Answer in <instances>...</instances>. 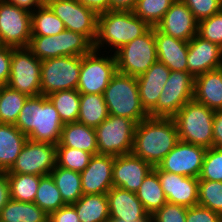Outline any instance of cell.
Returning a JSON list of instances; mask_svg holds the SVG:
<instances>
[{"mask_svg":"<svg viewBox=\"0 0 222 222\" xmlns=\"http://www.w3.org/2000/svg\"><path fill=\"white\" fill-rule=\"evenodd\" d=\"M187 208L167 202L151 215L152 222H186Z\"/></svg>","mask_w":222,"mask_h":222,"instance_id":"f6af8a7d","label":"cell"},{"mask_svg":"<svg viewBox=\"0 0 222 222\" xmlns=\"http://www.w3.org/2000/svg\"><path fill=\"white\" fill-rule=\"evenodd\" d=\"M198 205L209 208L222 216V182L199 180Z\"/></svg>","mask_w":222,"mask_h":222,"instance_id":"ab89813d","label":"cell"},{"mask_svg":"<svg viewBox=\"0 0 222 222\" xmlns=\"http://www.w3.org/2000/svg\"><path fill=\"white\" fill-rule=\"evenodd\" d=\"M193 99L211 110H222V67L194 78Z\"/></svg>","mask_w":222,"mask_h":222,"instance_id":"cb8c5ba5","label":"cell"},{"mask_svg":"<svg viewBox=\"0 0 222 222\" xmlns=\"http://www.w3.org/2000/svg\"><path fill=\"white\" fill-rule=\"evenodd\" d=\"M31 27L32 36H53L66 29L46 3L31 12Z\"/></svg>","mask_w":222,"mask_h":222,"instance_id":"1f68e13d","label":"cell"},{"mask_svg":"<svg viewBox=\"0 0 222 222\" xmlns=\"http://www.w3.org/2000/svg\"><path fill=\"white\" fill-rule=\"evenodd\" d=\"M80 96L77 90L56 91L47 96L57 110L63 124L77 122L80 110Z\"/></svg>","mask_w":222,"mask_h":222,"instance_id":"d6a6232c","label":"cell"},{"mask_svg":"<svg viewBox=\"0 0 222 222\" xmlns=\"http://www.w3.org/2000/svg\"><path fill=\"white\" fill-rule=\"evenodd\" d=\"M56 166V145L27 140L6 173L44 176Z\"/></svg>","mask_w":222,"mask_h":222,"instance_id":"5bb4252c","label":"cell"},{"mask_svg":"<svg viewBox=\"0 0 222 222\" xmlns=\"http://www.w3.org/2000/svg\"><path fill=\"white\" fill-rule=\"evenodd\" d=\"M154 169L168 203L185 207L198 205V178L166 172L157 166Z\"/></svg>","mask_w":222,"mask_h":222,"instance_id":"e0dca14e","label":"cell"},{"mask_svg":"<svg viewBox=\"0 0 222 222\" xmlns=\"http://www.w3.org/2000/svg\"><path fill=\"white\" fill-rule=\"evenodd\" d=\"M194 94V77L183 71H171L158 98L157 105L148 113L153 118H173Z\"/></svg>","mask_w":222,"mask_h":222,"instance_id":"8fae6325","label":"cell"},{"mask_svg":"<svg viewBox=\"0 0 222 222\" xmlns=\"http://www.w3.org/2000/svg\"><path fill=\"white\" fill-rule=\"evenodd\" d=\"M135 193L150 216L167 203L158 174L154 168L145 176Z\"/></svg>","mask_w":222,"mask_h":222,"instance_id":"f1b7e54d","label":"cell"},{"mask_svg":"<svg viewBox=\"0 0 222 222\" xmlns=\"http://www.w3.org/2000/svg\"><path fill=\"white\" fill-rule=\"evenodd\" d=\"M62 20L67 30L84 35L92 44L97 37L98 13L76 0H47L45 2Z\"/></svg>","mask_w":222,"mask_h":222,"instance_id":"7c38bea8","label":"cell"},{"mask_svg":"<svg viewBox=\"0 0 222 222\" xmlns=\"http://www.w3.org/2000/svg\"><path fill=\"white\" fill-rule=\"evenodd\" d=\"M157 59L171 71L188 72V42L161 33L154 27Z\"/></svg>","mask_w":222,"mask_h":222,"instance_id":"603a6c76","label":"cell"},{"mask_svg":"<svg viewBox=\"0 0 222 222\" xmlns=\"http://www.w3.org/2000/svg\"><path fill=\"white\" fill-rule=\"evenodd\" d=\"M170 72L171 70L157 60L145 73L136 77L141 105L147 113L157 105Z\"/></svg>","mask_w":222,"mask_h":222,"instance_id":"7402d4cb","label":"cell"},{"mask_svg":"<svg viewBox=\"0 0 222 222\" xmlns=\"http://www.w3.org/2000/svg\"><path fill=\"white\" fill-rule=\"evenodd\" d=\"M11 199L19 202H34L40 176L7 173Z\"/></svg>","mask_w":222,"mask_h":222,"instance_id":"8d00e7d4","label":"cell"},{"mask_svg":"<svg viewBox=\"0 0 222 222\" xmlns=\"http://www.w3.org/2000/svg\"><path fill=\"white\" fill-rule=\"evenodd\" d=\"M82 56H62L41 61L40 95L77 90Z\"/></svg>","mask_w":222,"mask_h":222,"instance_id":"ba28073f","label":"cell"},{"mask_svg":"<svg viewBox=\"0 0 222 222\" xmlns=\"http://www.w3.org/2000/svg\"><path fill=\"white\" fill-rule=\"evenodd\" d=\"M12 47L0 45V86L7 85L10 78Z\"/></svg>","mask_w":222,"mask_h":222,"instance_id":"7dc6e473","label":"cell"},{"mask_svg":"<svg viewBox=\"0 0 222 222\" xmlns=\"http://www.w3.org/2000/svg\"><path fill=\"white\" fill-rule=\"evenodd\" d=\"M106 195L111 218L129 222H142L150 217L135 192L112 187Z\"/></svg>","mask_w":222,"mask_h":222,"instance_id":"44dd1931","label":"cell"},{"mask_svg":"<svg viewBox=\"0 0 222 222\" xmlns=\"http://www.w3.org/2000/svg\"><path fill=\"white\" fill-rule=\"evenodd\" d=\"M137 123L130 118L109 114L95 128L98 154L120 156L130 154Z\"/></svg>","mask_w":222,"mask_h":222,"instance_id":"9c48e42d","label":"cell"},{"mask_svg":"<svg viewBox=\"0 0 222 222\" xmlns=\"http://www.w3.org/2000/svg\"><path fill=\"white\" fill-rule=\"evenodd\" d=\"M27 98L7 85L0 86V123L15 125Z\"/></svg>","mask_w":222,"mask_h":222,"instance_id":"836d02e7","label":"cell"},{"mask_svg":"<svg viewBox=\"0 0 222 222\" xmlns=\"http://www.w3.org/2000/svg\"><path fill=\"white\" fill-rule=\"evenodd\" d=\"M103 97L111 115L134 120L137 124L149 114L141 105L137 78L119 73L112 76Z\"/></svg>","mask_w":222,"mask_h":222,"instance_id":"277c9868","label":"cell"},{"mask_svg":"<svg viewBox=\"0 0 222 222\" xmlns=\"http://www.w3.org/2000/svg\"><path fill=\"white\" fill-rule=\"evenodd\" d=\"M49 215L34 202L10 199L0 212V222H48Z\"/></svg>","mask_w":222,"mask_h":222,"instance_id":"83f0119b","label":"cell"},{"mask_svg":"<svg viewBox=\"0 0 222 222\" xmlns=\"http://www.w3.org/2000/svg\"><path fill=\"white\" fill-rule=\"evenodd\" d=\"M207 148L179 140L158 164L160 170L198 178Z\"/></svg>","mask_w":222,"mask_h":222,"instance_id":"9a60e30c","label":"cell"},{"mask_svg":"<svg viewBox=\"0 0 222 222\" xmlns=\"http://www.w3.org/2000/svg\"><path fill=\"white\" fill-rule=\"evenodd\" d=\"M7 1L29 12H33L35 9L45 4L44 0H7Z\"/></svg>","mask_w":222,"mask_h":222,"instance_id":"f5cc1de1","label":"cell"},{"mask_svg":"<svg viewBox=\"0 0 222 222\" xmlns=\"http://www.w3.org/2000/svg\"><path fill=\"white\" fill-rule=\"evenodd\" d=\"M31 36V12L0 0V45L28 47Z\"/></svg>","mask_w":222,"mask_h":222,"instance_id":"4fadbf2b","label":"cell"},{"mask_svg":"<svg viewBox=\"0 0 222 222\" xmlns=\"http://www.w3.org/2000/svg\"><path fill=\"white\" fill-rule=\"evenodd\" d=\"M214 113L194 99L188 101L173 117L179 140L205 148L213 147Z\"/></svg>","mask_w":222,"mask_h":222,"instance_id":"5b68a950","label":"cell"},{"mask_svg":"<svg viewBox=\"0 0 222 222\" xmlns=\"http://www.w3.org/2000/svg\"><path fill=\"white\" fill-rule=\"evenodd\" d=\"M175 1L137 0L132 12L150 27H155Z\"/></svg>","mask_w":222,"mask_h":222,"instance_id":"74e56055","label":"cell"},{"mask_svg":"<svg viewBox=\"0 0 222 222\" xmlns=\"http://www.w3.org/2000/svg\"><path fill=\"white\" fill-rule=\"evenodd\" d=\"M56 146L71 147L93 155L98 154L95 128L79 122L65 123Z\"/></svg>","mask_w":222,"mask_h":222,"instance_id":"d4e9b609","label":"cell"},{"mask_svg":"<svg viewBox=\"0 0 222 222\" xmlns=\"http://www.w3.org/2000/svg\"><path fill=\"white\" fill-rule=\"evenodd\" d=\"M34 203L48 215L66 205L51 174L40 176Z\"/></svg>","mask_w":222,"mask_h":222,"instance_id":"e575fe53","label":"cell"},{"mask_svg":"<svg viewBox=\"0 0 222 222\" xmlns=\"http://www.w3.org/2000/svg\"><path fill=\"white\" fill-rule=\"evenodd\" d=\"M198 179L222 182V148H207Z\"/></svg>","mask_w":222,"mask_h":222,"instance_id":"60d3db41","label":"cell"},{"mask_svg":"<svg viewBox=\"0 0 222 222\" xmlns=\"http://www.w3.org/2000/svg\"><path fill=\"white\" fill-rule=\"evenodd\" d=\"M102 55V56H101ZM117 72L113 53L92 49L82 56L77 91L80 94H103L112 76Z\"/></svg>","mask_w":222,"mask_h":222,"instance_id":"52a82bcc","label":"cell"},{"mask_svg":"<svg viewBox=\"0 0 222 222\" xmlns=\"http://www.w3.org/2000/svg\"><path fill=\"white\" fill-rule=\"evenodd\" d=\"M11 199L10 186L6 172H0V212Z\"/></svg>","mask_w":222,"mask_h":222,"instance_id":"f907efd6","label":"cell"},{"mask_svg":"<svg viewBox=\"0 0 222 222\" xmlns=\"http://www.w3.org/2000/svg\"><path fill=\"white\" fill-rule=\"evenodd\" d=\"M178 141L173 118L148 117L136 125L131 153L155 167Z\"/></svg>","mask_w":222,"mask_h":222,"instance_id":"6da1fadb","label":"cell"},{"mask_svg":"<svg viewBox=\"0 0 222 222\" xmlns=\"http://www.w3.org/2000/svg\"><path fill=\"white\" fill-rule=\"evenodd\" d=\"M98 14L110 10V0H76Z\"/></svg>","mask_w":222,"mask_h":222,"instance_id":"816d5d0a","label":"cell"},{"mask_svg":"<svg viewBox=\"0 0 222 222\" xmlns=\"http://www.w3.org/2000/svg\"><path fill=\"white\" fill-rule=\"evenodd\" d=\"M41 60L28 47H12L10 78L7 86L28 97L40 95Z\"/></svg>","mask_w":222,"mask_h":222,"instance_id":"30bf717a","label":"cell"},{"mask_svg":"<svg viewBox=\"0 0 222 222\" xmlns=\"http://www.w3.org/2000/svg\"><path fill=\"white\" fill-rule=\"evenodd\" d=\"M114 55L119 73L134 77L145 73L158 60L154 27L122 46Z\"/></svg>","mask_w":222,"mask_h":222,"instance_id":"8992f818","label":"cell"},{"mask_svg":"<svg viewBox=\"0 0 222 222\" xmlns=\"http://www.w3.org/2000/svg\"><path fill=\"white\" fill-rule=\"evenodd\" d=\"M137 0H110V10L132 11Z\"/></svg>","mask_w":222,"mask_h":222,"instance_id":"db71d44e","label":"cell"},{"mask_svg":"<svg viewBox=\"0 0 222 222\" xmlns=\"http://www.w3.org/2000/svg\"><path fill=\"white\" fill-rule=\"evenodd\" d=\"M28 48L38 59L45 60L57 57L56 35L31 36Z\"/></svg>","mask_w":222,"mask_h":222,"instance_id":"7bdbcfd3","label":"cell"},{"mask_svg":"<svg viewBox=\"0 0 222 222\" xmlns=\"http://www.w3.org/2000/svg\"><path fill=\"white\" fill-rule=\"evenodd\" d=\"M186 222H222V216L201 205L187 208Z\"/></svg>","mask_w":222,"mask_h":222,"instance_id":"bcb514c9","label":"cell"},{"mask_svg":"<svg viewBox=\"0 0 222 222\" xmlns=\"http://www.w3.org/2000/svg\"><path fill=\"white\" fill-rule=\"evenodd\" d=\"M197 34L222 48V10L198 22Z\"/></svg>","mask_w":222,"mask_h":222,"instance_id":"b9f144b4","label":"cell"},{"mask_svg":"<svg viewBox=\"0 0 222 222\" xmlns=\"http://www.w3.org/2000/svg\"><path fill=\"white\" fill-rule=\"evenodd\" d=\"M72 206L80 222H106L110 218L106 194L82 195Z\"/></svg>","mask_w":222,"mask_h":222,"instance_id":"4316f807","label":"cell"},{"mask_svg":"<svg viewBox=\"0 0 222 222\" xmlns=\"http://www.w3.org/2000/svg\"><path fill=\"white\" fill-rule=\"evenodd\" d=\"M115 156L95 154L80 173L82 193L107 194L113 187L112 170Z\"/></svg>","mask_w":222,"mask_h":222,"instance_id":"ffe728a7","label":"cell"},{"mask_svg":"<svg viewBox=\"0 0 222 222\" xmlns=\"http://www.w3.org/2000/svg\"><path fill=\"white\" fill-rule=\"evenodd\" d=\"M188 73L194 78L222 67V48L196 34L188 42Z\"/></svg>","mask_w":222,"mask_h":222,"instance_id":"ac0fdd59","label":"cell"},{"mask_svg":"<svg viewBox=\"0 0 222 222\" xmlns=\"http://www.w3.org/2000/svg\"><path fill=\"white\" fill-rule=\"evenodd\" d=\"M57 57L83 56L93 49V44L82 34L65 29L56 35Z\"/></svg>","mask_w":222,"mask_h":222,"instance_id":"d590c367","label":"cell"},{"mask_svg":"<svg viewBox=\"0 0 222 222\" xmlns=\"http://www.w3.org/2000/svg\"><path fill=\"white\" fill-rule=\"evenodd\" d=\"M48 222H80L75 208L65 205L49 214Z\"/></svg>","mask_w":222,"mask_h":222,"instance_id":"c3c4849f","label":"cell"},{"mask_svg":"<svg viewBox=\"0 0 222 222\" xmlns=\"http://www.w3.org/2000/svg\"><path fill=\"white\" fill-rule=\"evenodd\" d=\"M106 222H129V221H123L120 219H115V218L110 217ZM142 222H152L151 216L146 221H142Z\"/></svg>","mask_w":222,"mask_h":222,"instance_id":"11a10c76","label":"cell"},{"mask_svg":"<svg viewBox=\"0 0 222 222\" xmlns=\"http://www.w3.org/2000/svg\"><path fill=\"white\" fill-rule=\"evenodd\" d=\"M149 28L150 26L132 11L108 10L99 13L93 49L102 52L104 49V52L114 54L125 44L142 36Z\"/></svg>","mask_w":222,"mask_h":222,"instance_id":"3957f363","label":"cell"},{"mask_svg":"<svg viewBox=\"0 0 222 222\" xmlns=\"http://www.w3.org/2000/svg\"><path fill=\"white\" fill-rule=\"evenodd\" d=\"M153 168L151 164L132 153L115 156L112 170L113 187L136 192Z\"/></svg>","mask_w":222,"mask_h":222,"instance_id":"d6986e66","label":"cell"},{"mask_svg":"<svg viewBox=\"0 0 222 222\" xmlns=\"http://www.w3.org/2000/svg\"><path fill=\"white\" fill-rule=\"evenodd\" d=\"M109 116L103 94H81L77 122L96 128Z\"/></svg>","mask_w":222,"mask_h":222,"instance_id":"f546056e","label":"cell"},{"mask_svg":"<svg viewBox=\"0 0 222 222\" xmlns=\"http://www.w3.org/2000/svg\"><path fill=\"white\" fill-rule=\"evenodd\" d=\"M213 147L222 148V110L214 113Z\"/></svg>","mask_w":222,"mask_h":222,"instance_id":"681fc988","label":"cell"},{"mask_svg":"<svg viewBox=\"0 0 222 222\" xmlns=\"http://www.w3.org/2000/svg\"><path fill=\"white\" fill-rule=\"evenodd\" d=\"M196 20L207 19L222 10V0H182Z\"/></svg>","mask_w":222,"mask_h":222,"instance_id":"ee69618b","label":"cell"},{"mask_svg":"<svg viewBox=\"0 0 222 222\" xmlns=\"http://www.w3.org/2000/svg\"><path fill=\"white\" fill-rule=\"evenodd\" d=\"M27 140L14 124L0 123V172L12 167Z\"/></svg>","mask_w":222,"mask_h":222,"instance_id":"484cf974","label":"cell"},{"mask_svg":"<svg viewBox=\"0 0 222 222\" xmlns=\"http://www.w3.org/2000/svg\"><path fill=\"white\" fill-rule=\"evenodd\" d=\"M161 33L189 42L198 31V21L182 0H176L155 26Z\"/></svg>","mask_w":222,"mask_h":222,"instance_id":"2e32d148","label":"cell"},{"mask_svg":"<svg viewBox=\"0 0 222 222\" xmlns=\"http://www.w3.org/2000/svg\"><path fill=\"white\" fill-rule=\"evenodd\" d=\"M63 123L47 96L28 97L15 126L29 140L57 145Z\"/></svg>","mask_w":222,"mask_h":222,"instance_id":"7a4b0ae2","label":"cell"},{"mask_svg":"<svg viewBox=\"0 0 222 222\" xmlns=\"http://www.w3.org/2000/svg\"><path fill=\"white\" fill-rule=\"evenodd\" d=\"M93 154L79 149L56 146V166L81 173L90 163Z\"/></svg>","mask_w":222,"mask_h":222,"instance_id":"f35d334b","label":"cell"},{"mask_svg":"<svg viewBox=\"0 0 222 222\" xmlns=\"http://www.w3.org/2000/svg\"><path fill=\"white\" fill-rule=\"evenodd\" d=\"M50 174L66 205L74 204L83 195L80 173L55 166Z\"/></svg>","mask_w":222,"mask_h":222,"instance_id":"4dcf8cb0","label":"cell"}]
</instances>
